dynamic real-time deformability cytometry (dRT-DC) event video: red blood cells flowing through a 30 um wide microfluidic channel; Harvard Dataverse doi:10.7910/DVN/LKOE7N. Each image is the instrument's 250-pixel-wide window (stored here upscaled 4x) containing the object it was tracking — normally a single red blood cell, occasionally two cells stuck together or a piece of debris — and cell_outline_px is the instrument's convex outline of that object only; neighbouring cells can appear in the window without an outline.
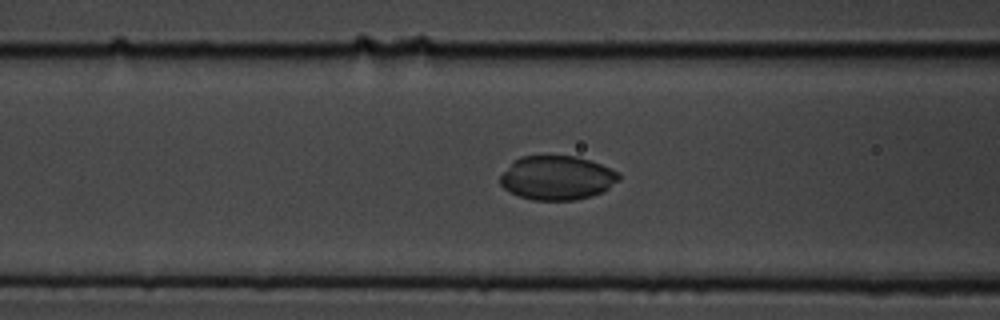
{"species": "common noctule bat (a hibernating species)", "species_latin": "Nyctalus noctula", "temperature_condition": "cold", "stored_images_in_passage": 44, "camera_frame_rate_fps": 3000, "um_per_image_px": 0.085, "animal": {"sex": "male", "body_mass_g": 19.5, "forearm_length_mm": 54.6}, "frame": {"image": 1, "passage_image": 9, "time_ms": 2.667, "image_size_px": [1000, 320], "cell_outline_px": [[620, 180], [608, 188], [592, 196], [576, 200], [532, 200], [508, 192], [500, 184], [500, 176], [512, 160], [520, 156], [576, 156], [600, 164], [620, 172]], "centroid_in_image_um": [47.33, 15.11], "position_along_channel_um": 119.3, "area_um2": 30.63}}
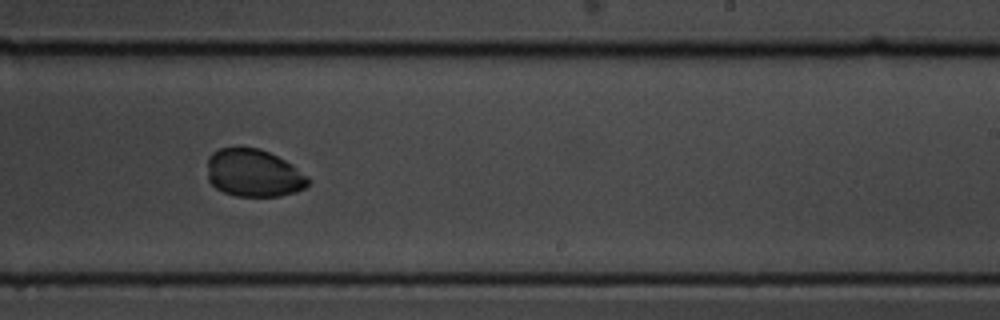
{"frame": {"image": 2, "passage_image": 22, "time_ms": 7.0, "image_size_px": [1000, 320], "cell_outline_px": [[312, 180], [304, 188], [296, 192], [280, 196], [236, 196], [224, 192], [216, 188], [208, 180], [208, 156], [212, 152], [220, 148], [260, 148], [292, 164], [308, 176]], "centroid_in_image_um": [21.57, 14.72], "position_along_channel_um": 267.4, "area_um2": 28.03}}
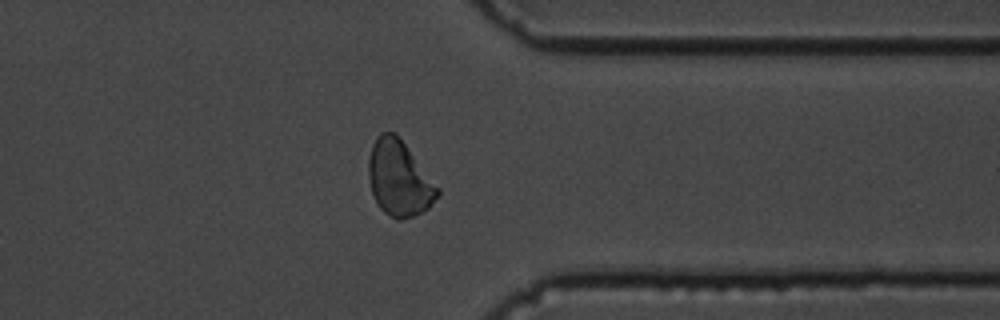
{"frame": {"image": 3, "passage_image": 32, "time_ms": 10.333, "image_size_px": [1000, 320], "cell_outline_px": [[440, 196], [428, 208], [404, 220], [396, 220], [384, 212], [380, 208], [372, 192], [368, 176], [368, 160], [372, 144], [376, 136], [380, 132], [392, 132], [404, 144], [440, 188]], "centroid_in_image_um": [33.92, 15.19], "position_along_channel_um": 377.5, "area_um2": 30.11}}